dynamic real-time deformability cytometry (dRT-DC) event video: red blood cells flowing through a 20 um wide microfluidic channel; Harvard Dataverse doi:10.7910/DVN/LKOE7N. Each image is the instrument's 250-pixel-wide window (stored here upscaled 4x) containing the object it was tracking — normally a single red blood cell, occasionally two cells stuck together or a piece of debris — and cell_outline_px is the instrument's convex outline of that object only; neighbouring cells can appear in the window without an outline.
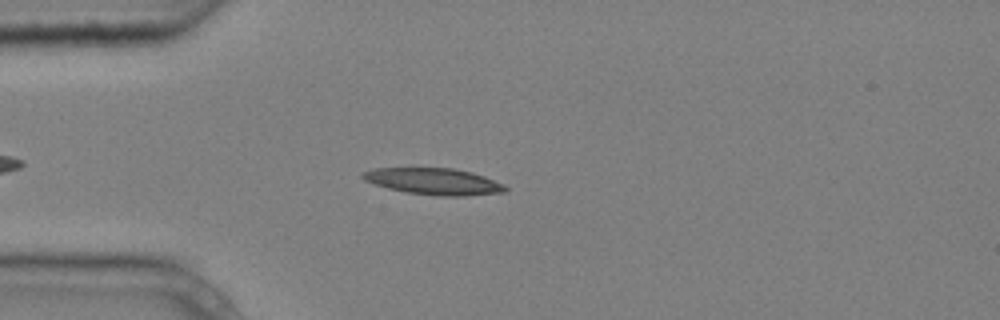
{"species": "common noctule bat (a hibernating species)", "species_latin": "Nyctalus noctula", "temperature_condition": "cold", "stored_images_in_passage": 5, "camera_frame_rate_fps": 3000, "um_per_image_px": 0.085, "animal": {"sex": "male", "body_mass_g": 20.4}, "frame": {"image": 1, "passage_image": 4, "time_ms": 1.0, "image_size_px": [1000, 320], "cell_outline_px": [[508, 188], [504, 192], [464, 196], [440, 196], [408, 192], [388, 188], [364, 180], [360, 176], [364, 172], [372, 168], [452, 168], [472, 172], [484, 176], [504, 184]], "centroid_in_image_um": [36.89, 15.41], "position_along_channel_um": 48.1, "area_um2": 21.91}}